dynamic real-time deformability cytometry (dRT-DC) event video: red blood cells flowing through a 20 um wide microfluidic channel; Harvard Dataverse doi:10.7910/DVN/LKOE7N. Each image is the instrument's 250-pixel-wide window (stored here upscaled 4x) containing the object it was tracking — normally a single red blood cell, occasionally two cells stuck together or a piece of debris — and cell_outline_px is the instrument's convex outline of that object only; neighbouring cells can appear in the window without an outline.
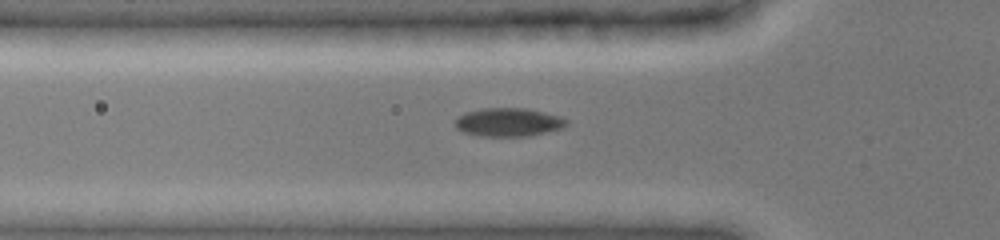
{"species": "common noctule bat (a hibernating species)", "species_latin": "Nyctalus noctula", "temperature_condition": "cold", "stored_images_in_passage": 36, "camera_frame_rate_fps": 3000, "um_per_image_px": 0.085, "animal": {"sex": "female", "body_mass_g": 19.0, "forearm_length_mm": 51.5}, "frame": {"image": 1, "passage_image": 5, "time_ms": 1.333, "image_size_px": [1000, 240], "cell_outline_px": [[568, 124], [564, 128], [528, 136], [480, 136], [464, 132], [456, 128], [456, 116], [464, 112], [480, 108], [528, 108], [560, 116], [568, 120]], "centroid_in_image_um": [43.22, 10.38], "position_along_channel_um": 82.6, "area_um2": 18.67}}
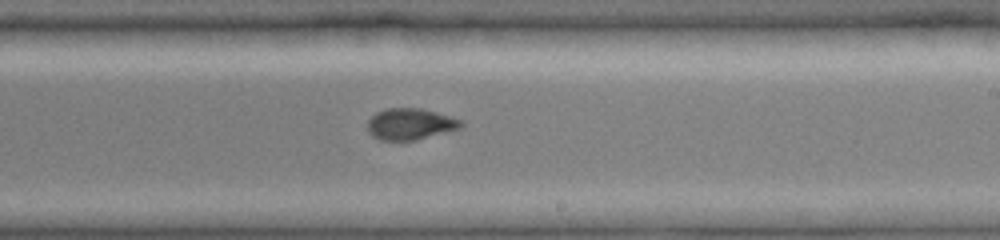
{"frame": {"image": 2, "passage_image": 18, "time_ms": 5.667, "image_size_px": [1000, 240], "cell_outline_px": [[464, 124], [460, 128], [416, 140], [380, 140], [372, 136], [368, 132], [368, 120], [376, 112], [388, 108], [420, 108], [436, 112], [464, 120]], "centroid_in_image_um": [34.88, 10.54], "position_along_channel_um": 254.1, "area_um2": 17.11}}
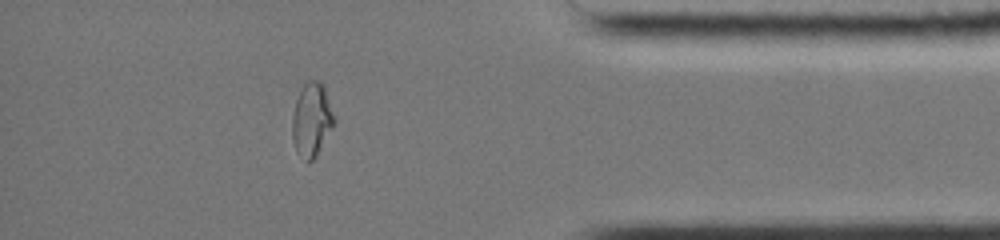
{"frame": {"image": 3, "passage_image": 31, "time_ms": 10.0, "image_size_px": [1000, 240], "cell_outline_px": [[336, 120], [316, 156], [312, 160], [308, 160], [296, 152], [292, 140], [292, 116], [296, 100], [304, 84], [308, 80], [320, 80], [324, 84]], "centroid_in_image_um": [26.5, 10.13], "position_along_channel_um": 408.7, "area_um2": 17.92}}